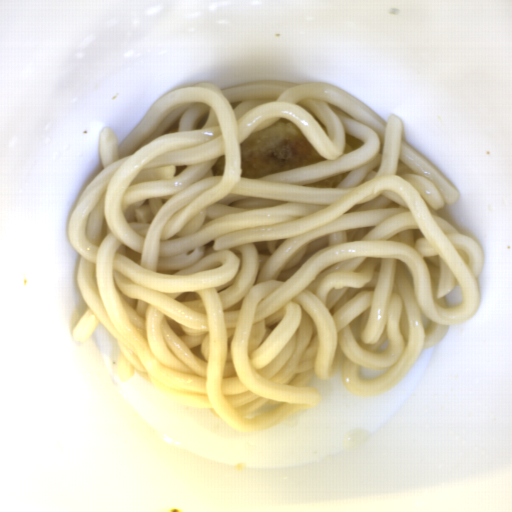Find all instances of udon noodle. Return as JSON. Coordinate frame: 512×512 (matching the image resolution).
Instances as JSON below:
<instances>
[{
    "label": "udon noodle",
    "instance_id": "1",
    "mask_svg": "<svg viewBox=\"0 0 512 512\" xmlns=\"http://www.w3.org/2000/svg\"><path fill=\"white\" fill-rule=\"evenodd\" d=\"M282 119L328 160L240 178L239 143ZM99 154L68 223L86 305L72 336L102 323L121 382L239 433L312 409L313 380L337 371L359 397L392 389L480 305L482 246L438 215L457 188L399 116L328 83L199 82L120 143L103 125Z\"/></svg>",
    "mask_w": 512,
    "mask_h": 512
}]
</instances>
